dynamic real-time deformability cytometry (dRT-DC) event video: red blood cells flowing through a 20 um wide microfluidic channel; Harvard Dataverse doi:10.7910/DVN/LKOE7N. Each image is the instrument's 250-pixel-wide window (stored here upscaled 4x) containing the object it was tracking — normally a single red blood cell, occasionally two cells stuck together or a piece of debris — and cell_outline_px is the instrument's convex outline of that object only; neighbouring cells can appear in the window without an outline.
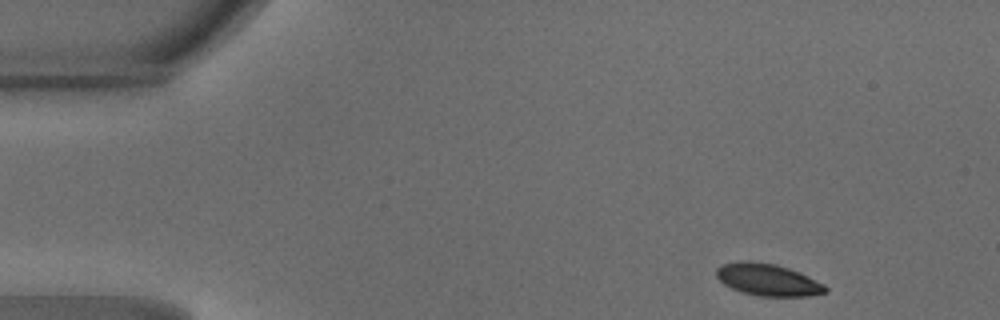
{"species": "common noctule bat (a hibernating species)", "species_latin": "Nyctalus noctula", "temperature_condition": "warm", "stored_images_in_passage": 44, "camera_frame_rate_fps": 3000, "um_per_image_px": 0.085, "animal": {"sex": "male", "body_mass_g": 18.8}, "frame": {"image": 1, "passage_image": 2, "time_ms": 0.333, "image_size_px": [1000, 320], "cell_outline_px": [[828, 288], [824, 292], [808, 296], [760, 296], [744, 292], [732, 288], [724, 284], [716, 276], [716, 268], [724, 264], [740, 260], [748, 260], [776, 264], [800, 272], [824, 284]], "centroid_in_image_um": [65.25, 23.76], "position_along_channel_um": 19.7, "area_um2": 20.23}}
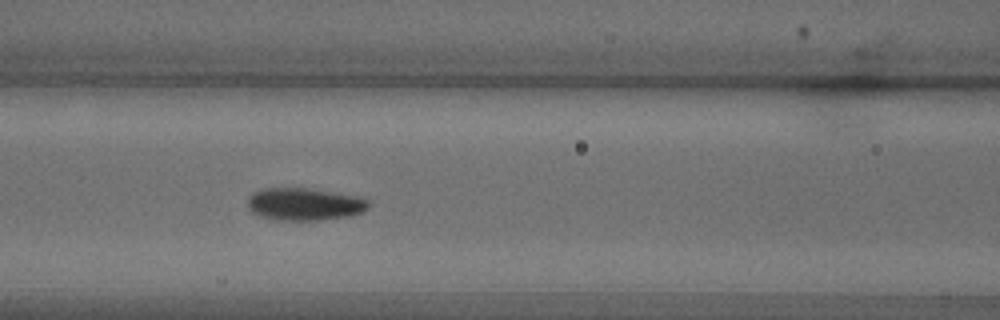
{"frame": {"image": 2, "passage_image": 17, "time_ms": 5.333, "image_size_px": [1000, 320], "cell_outline_px": [[368, 208], [360, 212], [348, 216], [320, 220], [280, 220], [260, 216], [252, 212], [248, 208], [248, 196], [252, 192], [260, 188], [308, 188], [356, 196], [368, 200]], "centroid_in_image_um": [25.82, 17.34], "position_along_channel_um": 140.8, "area_um2": 22.77}}
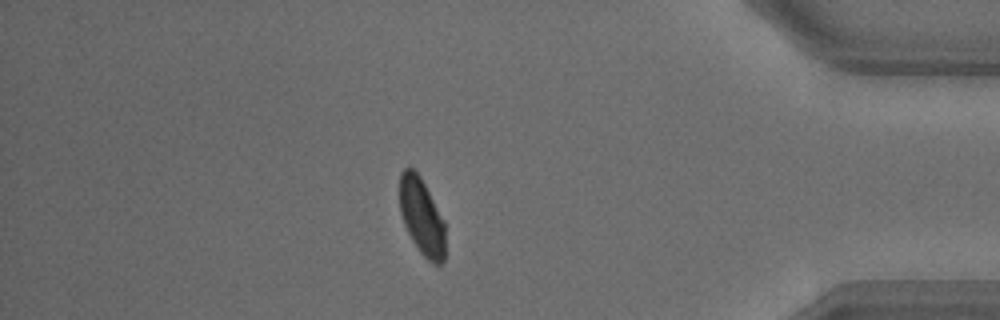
{"frame": {"image": 3, "passage_image": 38, "time_ms": 12.333, "image_size_px": [1000, 320], "cell_outline_px": [[444, 260], [440, 264], [436, 264], [428, 260], [420, 252], [412, 240], [404, 224], [400, 212], [400, 172], [408, 164], [420, 176], [444, 220]], "centroid_in_image_um": [35.83, 18.38], "position_along_channel_um": 399.4, "area_um2": 20.29}, "authors_computed_cell_mechanics": {"area_um2": 21.5883, "velocity_mm_per_s": 4.2035, "shape_relaxation_time_tau1_ms": 2.2073, "shape_relaxation_time_tau2_ms": null, "deformation_change_tau1": 0.1179, "deformation_change_tau2": null}}